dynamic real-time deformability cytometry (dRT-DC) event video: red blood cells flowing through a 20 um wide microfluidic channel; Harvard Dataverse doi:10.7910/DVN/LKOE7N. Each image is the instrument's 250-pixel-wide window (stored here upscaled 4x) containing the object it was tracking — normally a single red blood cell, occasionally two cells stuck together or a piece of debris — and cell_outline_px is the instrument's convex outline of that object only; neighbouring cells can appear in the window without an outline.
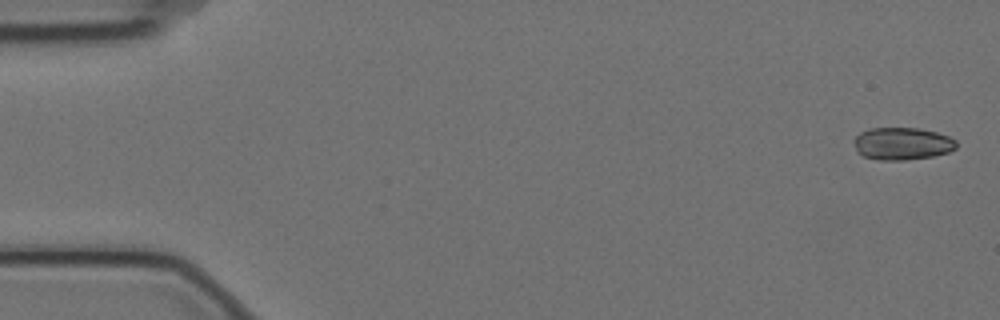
{"species": "Egyptian fruit bat (a non-hibernating species)", "species_latin": "Rousettus aegyptiacus", "temperature_condition": "cold", "stored_images_in_passage": 15, "camera_frame_rate_fps": 3000, "um_per_image_px": 0.085, "animal": {"sex": "female"}, "frame": {"image": 1, "passage_image": 1, "time_ms": 0.0, "image_size_px": [1000, 320], "cell_outline_px": [[956, 148], [948, 152], [932, 156], [904, 160], [880, 160], [864, 156], [856, 148], [852, 140], [860, 132], [868, 128], [920, 128], [936, 132], [948, 136], [956, 140]], "centroid_in_image_um": [76.68, 12.2], "position_along_channel_um": 8.3, "area_um2": 19.31}}
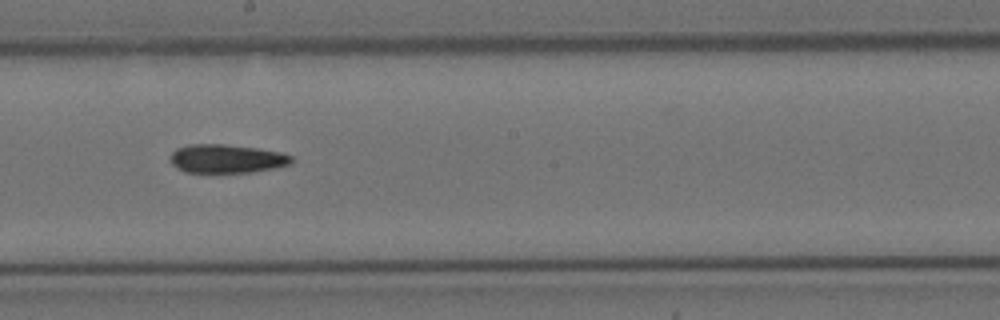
{"frame": {"image": 2, "passage_image": 9, "time_ms": 2.667, "image_size_px": [1000, 320], "cell_outline_px": [[292, 164], [276, 168], [252, 172], [184, 172], [176, 168], [168, 160], [172, 152], [176, 148], [188, 144], [224, 144], [256, 148], [280, 152], [292, 156]], "centroid_in_image_um": [19.23, 13.49], "position_along_channel_um": 229.0, "area_um2": 20.4}}
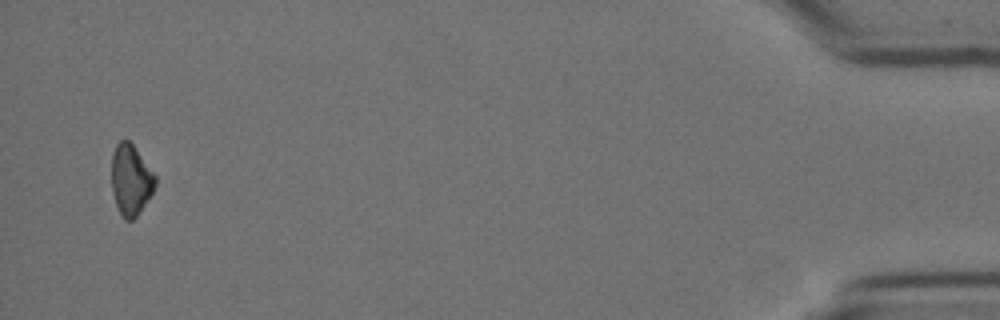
{"frame": {"image": 3, "passage_image": 15, "time_ms": 4.667, "image_size_px": [1000, 320], "cell_outline_px": [[156, 184], [152, 192], [136, 216], [132, 220], [124, 220], [120, 216], [112, 192], [112, 152], [116, 144], [120, 140], [128, 140], [132, 144], [156, 176]], "centroid_in_image_um": [11.09, 15.29], "position_along_channel_um": 424.1, "area_um2": 17.8}}